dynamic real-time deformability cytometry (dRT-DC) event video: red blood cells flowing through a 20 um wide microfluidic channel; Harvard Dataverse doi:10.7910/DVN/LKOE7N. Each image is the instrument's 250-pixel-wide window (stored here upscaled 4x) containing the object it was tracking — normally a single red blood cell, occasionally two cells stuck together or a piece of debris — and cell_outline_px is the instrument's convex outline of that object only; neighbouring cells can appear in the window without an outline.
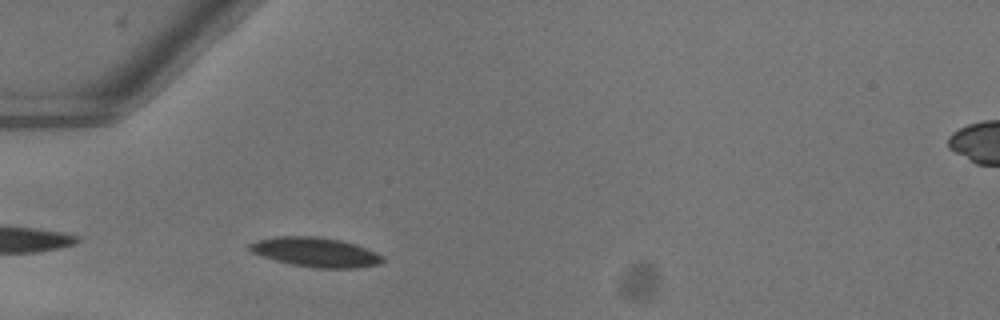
{"species": "common noctule bat (a hibernating species)", "species_latin": "Nyctalus noctula", "temperature_condition": "warm", "stored_images_in_passage": 4, "camera_frame_rate_fps": 3000, "um_per_image_px": 0.085, "animal": {"sex": "female"}, "frame": {"image": 1, "passage_image": 2, "time_ms": 0.333, "image_size_px": [1000, 320], "cell_outline_px": [[384, 260], [380, 264], [352, 268], [316, 268], [292, 264], [276, 260], [252, 252], [248, 248], [248, 244], [256, 240], [276, 236], [320, 236], [340, 240], [376, 252], [384, 256]], "centroid_in_image_um": [26.81, 21.42], "position_along_channel_um": 58.2, "area_um2": 22.66}}